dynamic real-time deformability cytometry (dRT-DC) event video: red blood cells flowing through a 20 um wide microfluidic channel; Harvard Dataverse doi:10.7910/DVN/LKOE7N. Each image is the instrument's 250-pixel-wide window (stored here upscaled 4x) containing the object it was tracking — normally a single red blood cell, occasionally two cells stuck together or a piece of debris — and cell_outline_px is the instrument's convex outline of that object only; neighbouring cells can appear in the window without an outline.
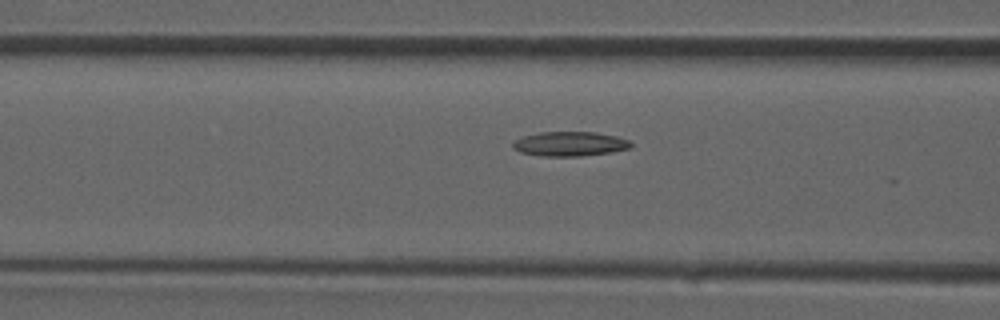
{"species": "common noctule bat (a hibernating species)", "species_latin": "Nyctalus noctula", "temperature_condition": "room temperature", "stored_images_in_passage": 16, "camera_frame_rate_fps": 3000, "um_per_image_px": 0.085, "animal": {"sex": "male", "forearm_length_mm": 52.5}, "frame": {"image": 1, "passage_image": 11, "time_ms": 3.333, "image_size_px": [1000, 320], "cell_outline_px": [[632, 148], [612, 152], [580, 156], [544, 156], [520, 152], [512, 148], [512, 144], [516, 140], [524, 136], [540, 132], [596, 132], [616, 136], [628, 140], [632, 144]], "centroid_in_image_um": [48.46, 12.23], "position_along_channel_um": 118.1, "area_um2": 16.82}}
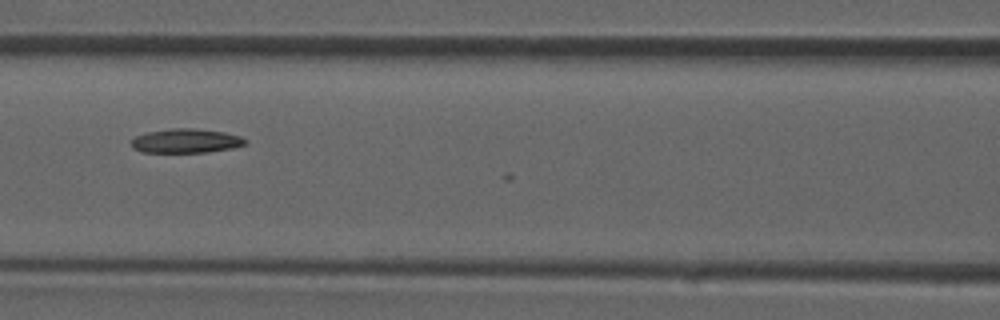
{"frame": {"image": 2, "passage_image": 13, "time_ms": 4.0, "image_size_px": [1000, 320], "cell_outline_px": [[248, 140], [244, 144], [232, 148], [208, 152], [140, 152], [132, 148], [132, 140], [136, 136], [148, 132], [172, 128], [196, 128], [224, 132], [240, 136]], "centroid_in_image_um": [15.81, 11.97], "position_along_channel_um": 150.8, "area_um2": 16.01}}
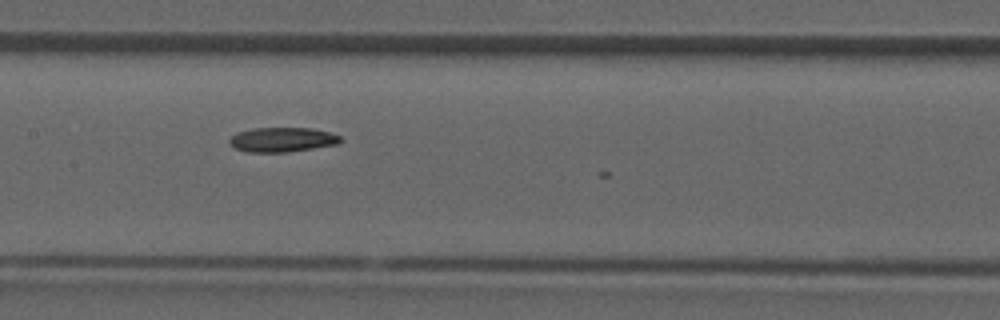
{"frame": {"image": 3, "passage_image": 15, "time_ms": 4.667, "image_size_px": [1000, 320], "cell_outline_px": [[344, 140], [340, 144], [288, 152], [244, 152], [228, 144], [228, 140], [236, 132], [252, 128], [312, 128], [328, 132], [340, 136]], "centroid_in_image_um": [23.99, 11.87], "position_along_channel_um": 183.4, "area_um2": 16.13}}